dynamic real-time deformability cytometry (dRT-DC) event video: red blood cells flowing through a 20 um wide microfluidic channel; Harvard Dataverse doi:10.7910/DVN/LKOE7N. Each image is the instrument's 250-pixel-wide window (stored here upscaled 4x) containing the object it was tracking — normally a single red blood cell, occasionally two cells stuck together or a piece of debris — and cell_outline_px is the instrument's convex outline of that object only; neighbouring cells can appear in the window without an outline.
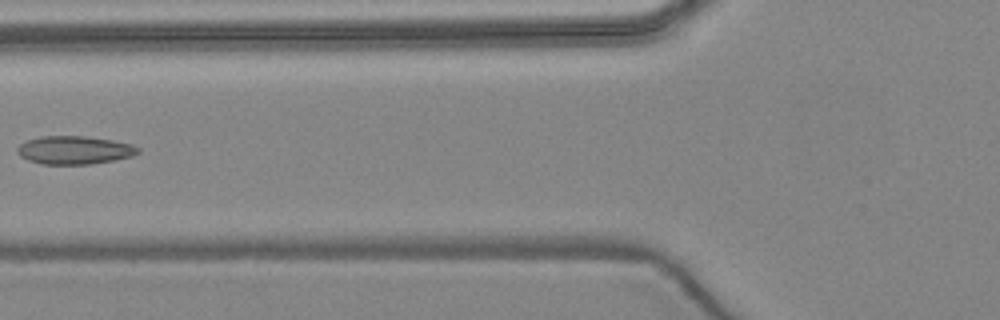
{"species": "common noctule bat (a hibernating species)", "species_latin": "Nyctalus noctula", "temperature_condition": "warm", "stored_images_in_passage": 6, "camera_frame_rate_fps": 3000, "um_per_image_px": 0.085, "animal": {"sex": "female", "body_mass_g": 24.6, "forearm_length_mm": 56.2}, "frame": {"image": 1, "passage_image": 5, "time_ms": 5.667, "image_size_px": [1000, 320], "cell_outline_px": [[140, 152], [132, 156], [116, 160], [92, 164], [40, 164], [28, 160], [20, 156], [16, 152], [16, 148], [20, 144], [28, 140], [40, 136], [84, 136], [112, 140], [132, 144], [140, 148]], "centroid_in_image_um": [6.33, 12.76], "position_along_channel_um": 119.5, "area_um2": 20.0}}
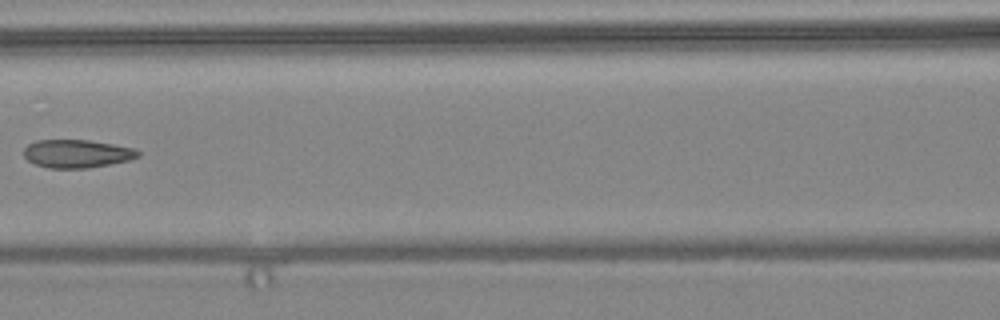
{"frame": {"image": 2, "passage_image": 6, "time_ms": 6.667, "image_size_px": [1000, 320], "cell_outline_px": [[140, 156], [132, 160], [88, 168], [48, 168], [36, 164], [28, 160], [24, 156], [24, 148], [28, 144], [36, 140], [88, 140], [112, 144], [132, 148], [140, 152]], "centroid_in_image_um": [6.54, 13.06], "position_along_channel_um": 160.1, "area_um2": 18.73}}